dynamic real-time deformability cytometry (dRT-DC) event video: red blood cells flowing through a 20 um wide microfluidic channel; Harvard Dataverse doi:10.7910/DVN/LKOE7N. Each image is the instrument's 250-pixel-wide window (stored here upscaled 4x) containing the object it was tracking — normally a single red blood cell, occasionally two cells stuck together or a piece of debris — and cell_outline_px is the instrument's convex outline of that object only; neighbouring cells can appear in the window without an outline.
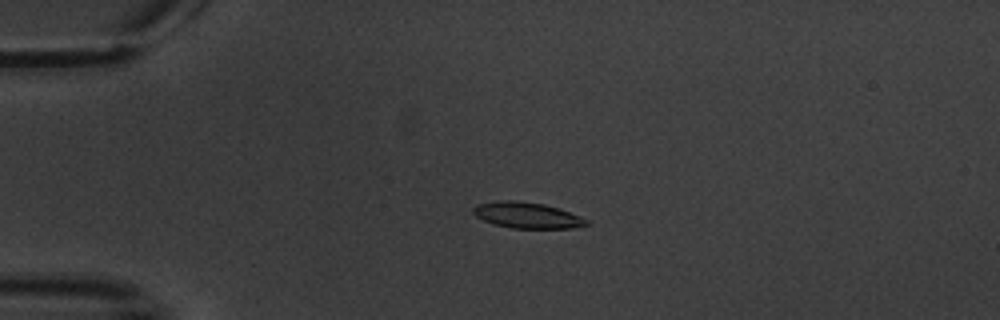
{"species": "common noctule bat (a hibernating species)", "species_latin": "Nyctalus noctula", "temperature_condition": "warm", "stored_images_in_passage": 5, "camera_frame_rate_fps": 3000, "um_per_image_px": 0.085, "animal": {"sex": "male", "body_mass_g": 20.1, "forearm_length_mm": 53.5}, "frame": {"image": 1, "passage_image": 4, "time_ms": 4.333, "image_size_px": [1000, 320], "cell_outline_px": [[588, 224], [572, 228], [512, 228], [496, 224], [484, 220], [476, 216], [472, 212], [472, 208], [476, 204], [500, 200], [512, 200], [544, 204], [560, 208], [580, 216], [588, 220]], "centroid_in_image_um": [44.79, 18.28], "position_along_channel_um": 40.2, "area_um2": 17.05}}